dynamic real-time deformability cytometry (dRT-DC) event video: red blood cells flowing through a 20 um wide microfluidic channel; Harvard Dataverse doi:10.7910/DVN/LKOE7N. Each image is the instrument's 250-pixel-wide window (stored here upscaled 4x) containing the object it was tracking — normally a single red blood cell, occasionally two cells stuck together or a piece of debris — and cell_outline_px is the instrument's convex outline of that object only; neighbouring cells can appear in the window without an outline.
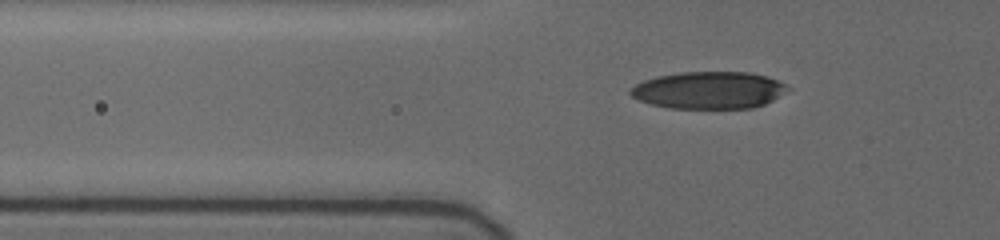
{"species": "human", "species_latin": "Homo sapiens", "temperature_condition": "cold", "stored_images_in_passage": 41, "camera_frame_rate_fps": 3000, "um_per_image_px": 0.085, "donor": {"sex": "female"}, "frame": {"image": 1, "passage_image": 5, "time_ms": 1.0, "image_size_px": [1000, 240], "cell_outline_px": [[792, 88], [772, 100], [764, 104], [752, 108], [668, 108], [652, 104], [640, 100], [632, 96], [628, 92], [636, 84], [644, 80], [656, 76], [680, 72], [748, 72], [768, 76]], "centroid_in_image_um": [60.26, 7.66], "position_along_channel_um": 65.5, "area_um2": 33.99}}
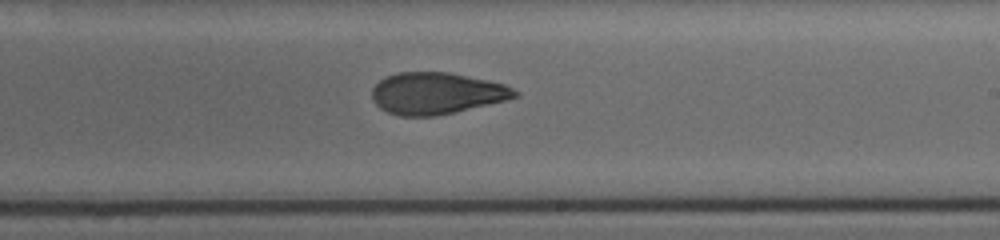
{"frame": {"image": 2, "passage_image": 27, "time_ms": 6.333, "image_size_px": [1000, 240], "cell_outline_px": [[520, 96], [456, 112], [436, 116], [400, 116], [388, 112], [380, 108], [372, 100], [372, 88], [384, 76], [396, 72], [448, 72], [504, 84], [520, 92]], "centroid_in_image_um": [37.07, 7.93], "position_along_channel_um": 251.9, "area_um2": 34.68}}
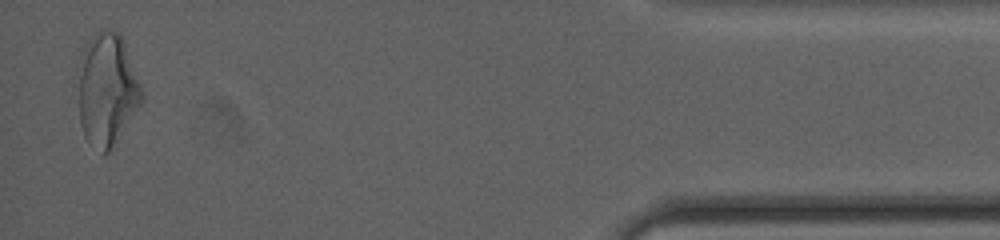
{"frame": {"image": 3, "passage_image": 41, "time_ms": 12.667, "image_size_px": [1000, 240], "cell_outline_px": [[144, 100], [108, 152], [104, 156], [84, 136], [80, 124], [80, 76], [84, 48], [88, 40], [96, 32], [104, 28], [116, 32], [124, 40], [140, 84], [144, 96]], "centroid_in_image_um": [9.13, 7.61], "position_along_channel_um": 426.1, "area_um2": 40.75}, "authors_computed_cell_mechanics": {"area_um2": 36.0094, "velocity_mm_per_s": 3.7069, "shape_relaxation_time_tau1_ms": 7.3144, "shape_relaxation_time_tau2_ms": 1.8082, "deformation_change_tau1": 0.2087, "deformation_change_tau2": 0.0856}}